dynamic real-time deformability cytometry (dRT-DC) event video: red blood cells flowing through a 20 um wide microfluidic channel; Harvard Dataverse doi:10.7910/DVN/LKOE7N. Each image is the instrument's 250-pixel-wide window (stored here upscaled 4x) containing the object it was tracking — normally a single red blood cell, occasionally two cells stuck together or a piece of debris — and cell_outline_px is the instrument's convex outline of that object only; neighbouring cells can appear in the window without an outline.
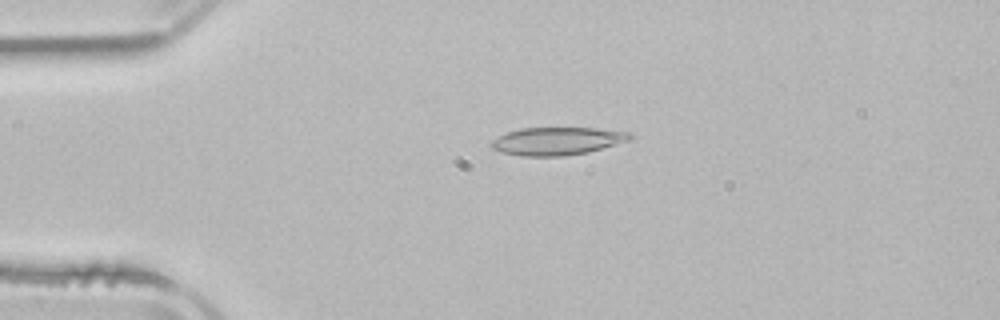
{"species": "common noctule bat (a hibernating species)", "species_latin": "Nyctalus noctula", "temperature_condition": "room temperature", "stored_images_in_passage": 5, "camera_frame_rate_fps": 3000, "um_per_image_px": 0.085, "animal": {"sex": "male", "body_mass_g": 21.5, "forearm_length_mm": 52.0}, "frame": {"image": 1, "passage_image": 4, "time_ms": 3.667, "image_size_px": [1000, 320], "cell_outline_px": [[632, 136], [628, 140], [588, 152], [564, 156], [520, 156], [504, 152], [492, 148], [488, 144], [492, 140], [508, 132], [520, 128], [596, 128], [632, 132]], "centroid_in_image_um": [47.35, 11.99], "position_along_channel_um": 37.7, "area_um2": 22.31}}